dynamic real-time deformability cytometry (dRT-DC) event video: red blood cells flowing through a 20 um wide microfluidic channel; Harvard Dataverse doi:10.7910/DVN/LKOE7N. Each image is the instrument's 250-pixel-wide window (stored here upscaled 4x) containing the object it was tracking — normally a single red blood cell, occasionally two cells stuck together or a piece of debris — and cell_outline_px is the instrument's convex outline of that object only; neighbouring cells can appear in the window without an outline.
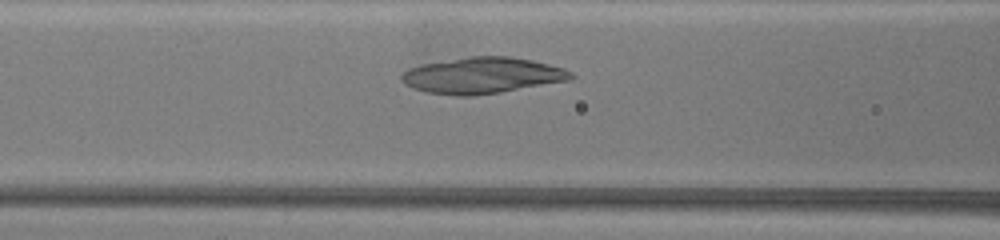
{"species": "common noctule bat (a hibernating species)", "species_latin": "Nyctalus noctula", "temperature_condition": "warm", "stored_images_in_passage": 42, "camera_frame_rate_fps": 3000, "um_per_image_px": 0.085, "animal": {"sex": "female", "body_mass_g": 19.5, "forearm_length_mm": 54.1}, "frame": {"image": 1, "passage_image": 14, "time_ms": 4.333, "image_size_px": [1000, 240], "cell_outline_px": [[576, 76], [568, 80], [500, 92], [476, 96], [456, 96], [424, 92], [412, 88], [404, 84], [400, 80], [400, 76], [408, 68], [420, 64], [468, 56], [508, 56], [532, 60], [564, 68], [572, 72]], "centroid_in_image_um": [40.94, 6.41], "position_along_channel_um": 125.7, "area_um2": 35.89}}
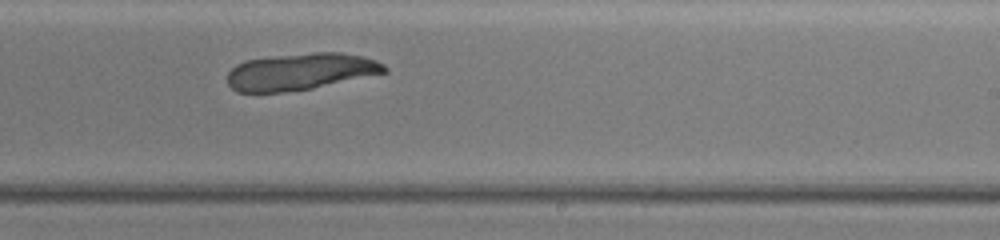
{"frame": {"image": 2, "passage_image": 28, "time_ms": 9.0, "image_size_px": [1000, 240], "cell_outline_px": [[388, 72], [312, 88], [284, 92], [236, 92], [228, 84], [228, 72], [236, 64], [248, 60], [272, 56], [312, 52], [340, 52], [360, 56], [376, 60], [384, 64], [388, 68]], "centroid_in_image_um": [25.55, 6.08], "position_along_channel_um": 263.4, "area_um2": 33.64}}
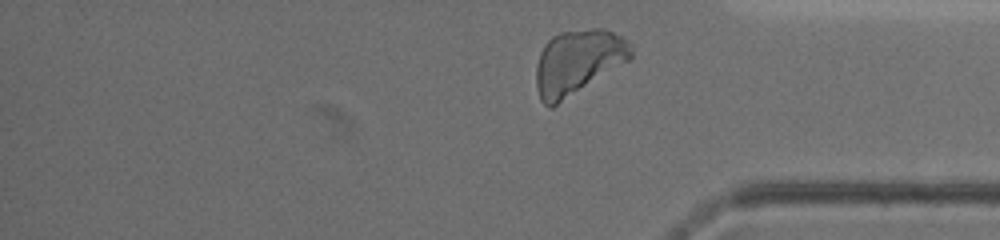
{"frame": {"image": 3, "passage_image": 41, "time_ms": 13.333, "image_size_px": [1000, 240], "cell_outline_px": [[632, 56], [628, 60], [552, 108], [548, 108], [540, 100], [536, 84], [536, 68], [540, 52], [544, 44], [552, 36], [560, 32], [592, 28], [604, 28], [628, 40], [632, 44]], "centroid_in_image_um": [49.09, 5.26], "position_along_channel_um": 386.1, "area_um2": 35.72}}